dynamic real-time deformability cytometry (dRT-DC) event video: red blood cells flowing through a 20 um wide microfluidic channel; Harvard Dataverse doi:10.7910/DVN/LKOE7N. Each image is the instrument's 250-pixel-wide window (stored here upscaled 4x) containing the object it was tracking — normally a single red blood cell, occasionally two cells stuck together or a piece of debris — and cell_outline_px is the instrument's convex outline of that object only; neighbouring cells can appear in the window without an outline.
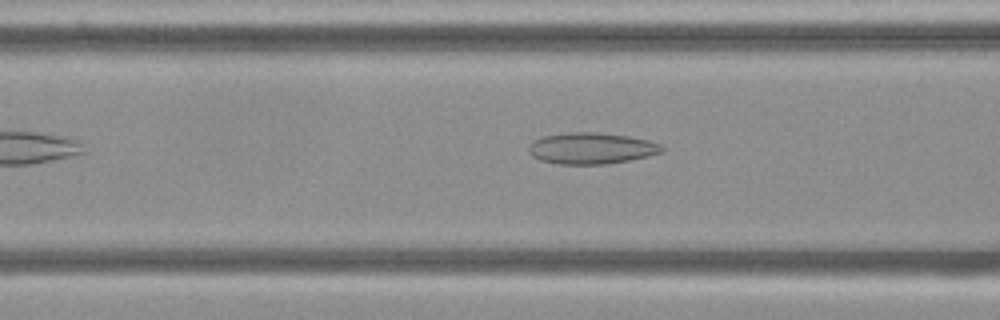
{"species": "Egyptian fruit bat (a non-hibernating species)", "species_latin": "Rousettus aegyptiacus", "temperature_condition": "cold", "stored_images_in_passage": 8, "camera_frame_rate_fps": 3000, "um_per_image_px": 0.085, "frame": {"image": 1, "passage_image": 8, "time_ms": 8.333, "image_size_px": [1000, 320], "cell_outline_px": [[664, 152], [648, 156], [608, 164], [560, 164], [540, 160], [532, 156], [528, 152], [528, 148], [532, 140], [544, 136], [568, 132], [596, 132], [628, 136], [648, 140], [660, 144], [664, 148]], "centroid_in_image_um": [50.26, 12.6], "position_along_channel_um": 116.3, "area_um2": 24.39}}